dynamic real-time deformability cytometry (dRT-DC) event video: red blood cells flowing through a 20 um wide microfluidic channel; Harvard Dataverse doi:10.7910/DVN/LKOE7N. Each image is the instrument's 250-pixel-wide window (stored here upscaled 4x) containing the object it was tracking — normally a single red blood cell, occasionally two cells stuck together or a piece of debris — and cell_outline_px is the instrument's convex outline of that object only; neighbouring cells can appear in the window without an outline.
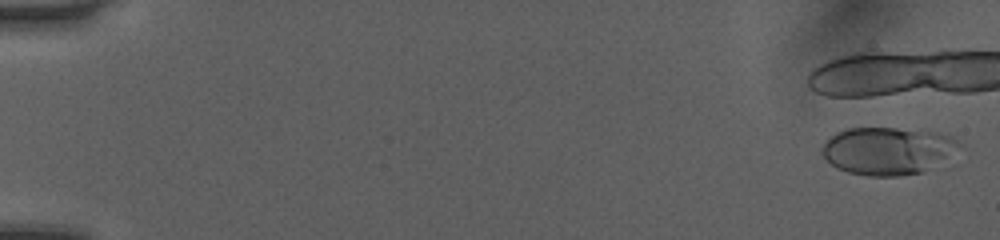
{"species": "human", "species_latin": "Homo sapiens", "temperature_condition": "room temperature", "stored_images_in_passage": 8, "camera_frame_rate_fps": 3000, "um_per_image_px": 0.085, "donor": {"sex": "female"}, "frame": {"image": 1, "passage_image": 2, "time_ms": 0.333, "image_size_px": [1000, 240], "cell_outline_px": [[960, 144], [924, 172], [900, 176], [868, 176], [848, 172], [836, 168], [820, 152], [820, 148], [836, 132], [848, 128], [928, 128], [952, 136]], "centroid_in_image_um": [75.41, 12.78], "position_along_channel_um": 9.6, "area_um2": 37.92}}